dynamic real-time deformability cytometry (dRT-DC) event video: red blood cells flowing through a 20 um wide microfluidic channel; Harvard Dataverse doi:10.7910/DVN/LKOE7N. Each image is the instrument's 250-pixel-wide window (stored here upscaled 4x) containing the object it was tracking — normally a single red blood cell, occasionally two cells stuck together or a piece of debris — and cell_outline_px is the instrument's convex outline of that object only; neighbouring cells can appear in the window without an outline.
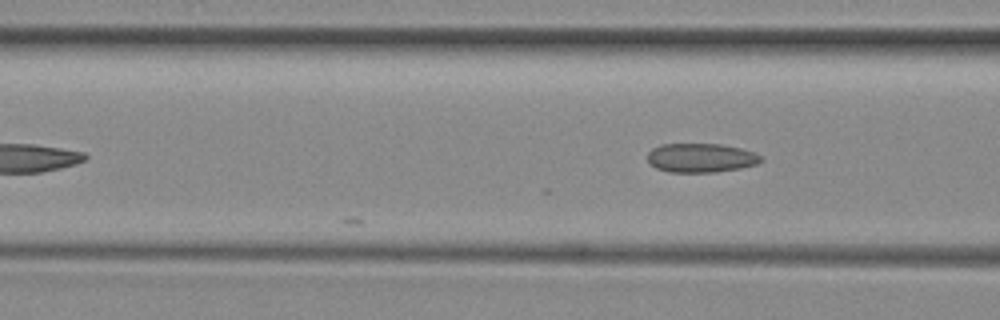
{"species": "common noctule bat (a hibernating species)", "species_latin": "Nyctalus noctula", "temperature_condition": "room temperature", "stored_images_in_passage": 5, "camera_frame_rate_fps": 3000, "um_per_image_px": 0.085, "animal": {"sex": "female", "body_mass_g": 29.2, "forearm_length_mm": 56.3}, "frame": {"image": 1, "passage_image": 5, "time_ms": 1.333, "image_size_px": [1000, 320], "cell_outline_px": [[764, 160], [756, 164], [740, 168], [716, 172], [668, 172], [656, 168], [648, 160], [648, 152], [652, 148], [660, 144], [720, 144], [740, 148], [752, 152], [760, 156]], "centroid_in_image_um": [59.56, 13.42], "position_along_channel_um": 107.0, "area_um2": 19.13}}